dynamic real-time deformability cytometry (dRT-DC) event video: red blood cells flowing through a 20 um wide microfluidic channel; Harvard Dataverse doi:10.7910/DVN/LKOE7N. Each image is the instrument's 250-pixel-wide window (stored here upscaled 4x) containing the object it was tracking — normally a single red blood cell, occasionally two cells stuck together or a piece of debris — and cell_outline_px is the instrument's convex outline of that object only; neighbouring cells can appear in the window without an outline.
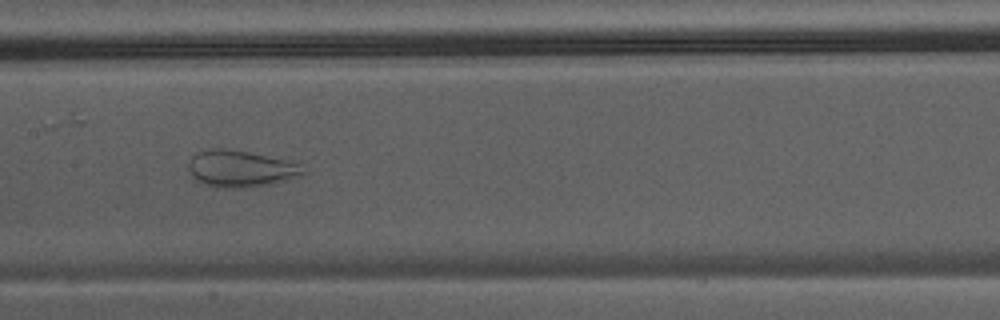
{"species": "Egyptian fruit bat (a non-hibernating species)", "species_latin": "Rousettus aegyptiacus", "temperature_condition": "warm", "stored_images_in_passage": 32, "camera_frame_rate_fps": 3000, "um_per_image_px": 0.085, "animal": {"sex": "male"}, "frame": {"image": 1, "passage_image": 10, "time_ms": 3.0, "image_size_px": [1000, 320], "cell_outline_px": [[304, 176], [292, 180], [276, 184], [244, 188], [224, 188], [204, 184], [192, 180], [188, 168], [188, 164], [192, 156], [196, 152], [212, 148], [224, 148], [248, 152], [284, 160], [296, 164], [304, 172]], "centroid_in_image_um": [20.41, 14.37], "position_along_channel_um": 187.0, "area_um2": 24.74}}
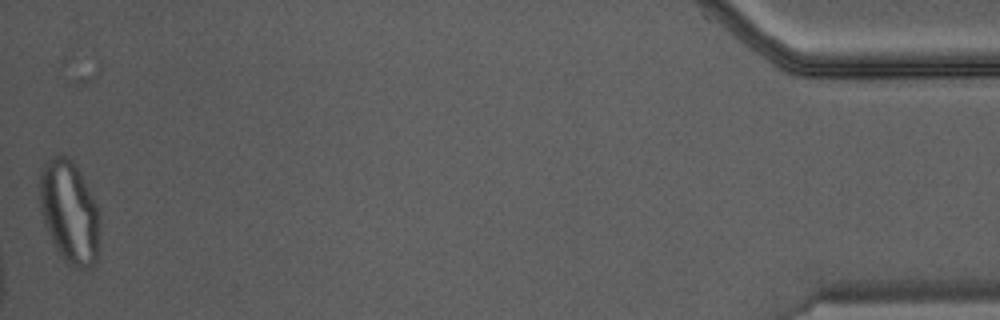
{"frame": {"image": 2, "passage_image": 32, "time_ms": 10.333, "image_size_px": [1000, 320], "cell_outline_px": [[100, 212], [96, 264], [92, 268], [84, 272], [68, 264], [64, 260], [56, 248], [48, 232], [40, 208], [40, 176], [44, 164], [48, 160], [60, 152], [64, 152], [72, 160], [80, 172]], "centroid_in_image_um": [5.92, 18.04], "position_along_channel_um": 429.3, "area_um2": 36.13}}